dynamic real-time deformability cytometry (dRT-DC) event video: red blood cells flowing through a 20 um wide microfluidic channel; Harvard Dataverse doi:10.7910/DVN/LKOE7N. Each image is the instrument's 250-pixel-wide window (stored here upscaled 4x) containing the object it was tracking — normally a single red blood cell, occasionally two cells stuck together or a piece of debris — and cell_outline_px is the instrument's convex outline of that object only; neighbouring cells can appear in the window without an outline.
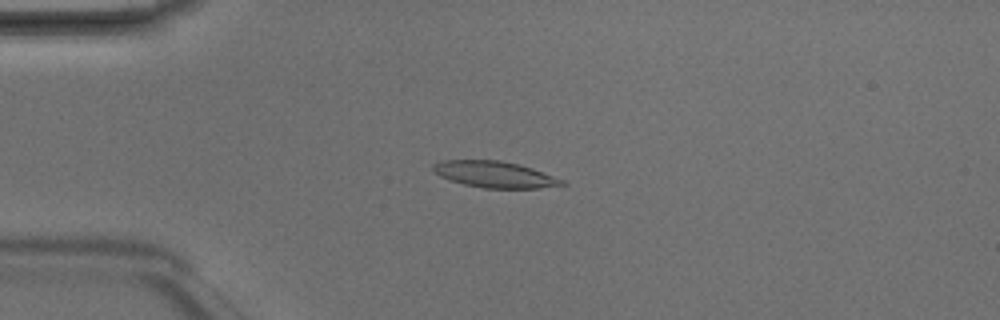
{"species": "Egyptian fruit bat (a non-hibernating species)", "species_latin": "Rousettus aegyptiacus", "temperature_condition": "room temperature", "stored_images_in_passage": 3, "camera_frame_rate_fps": 3000, "um_per_image_px": 0.085, "animal": {"sex": "male"}, "frame": {"image": 1, "passage_image": 1, "time_ms": 0.0, "image_size_px": [1000, 320], "cell_outline_px": [[568, 184], [536, 188], [484, 188], [464, 184], [440, 176], [432, 172], [432, 164], [444, 160], [500, 160], [532, 168], [564, 180]], "centroid_in_image_um": [42.02, 14.82], "position_along_channel_um": 43.0, "area_um2": 19.59}}
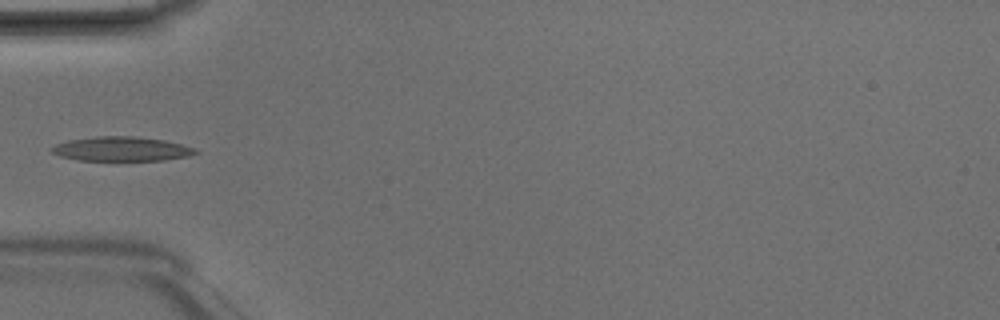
{"frame": {"image": 2, "passage_image": 2, "time_ms": 0.333, "image_size_px": [1000, 320], "cell_outline_px": [[200, 152], [188, 156], [164, 160], [76, 160], [60, 156], [52, 152], [48, 148], [56, 144], [68, 140], [96, 136], [136, 136], [164, 140], [180, 144], [192, 148]], "centroid_in_image_um": [10.28, 12.65], "position_along_channel_um": 74.7, "area_um2": 20.35}}